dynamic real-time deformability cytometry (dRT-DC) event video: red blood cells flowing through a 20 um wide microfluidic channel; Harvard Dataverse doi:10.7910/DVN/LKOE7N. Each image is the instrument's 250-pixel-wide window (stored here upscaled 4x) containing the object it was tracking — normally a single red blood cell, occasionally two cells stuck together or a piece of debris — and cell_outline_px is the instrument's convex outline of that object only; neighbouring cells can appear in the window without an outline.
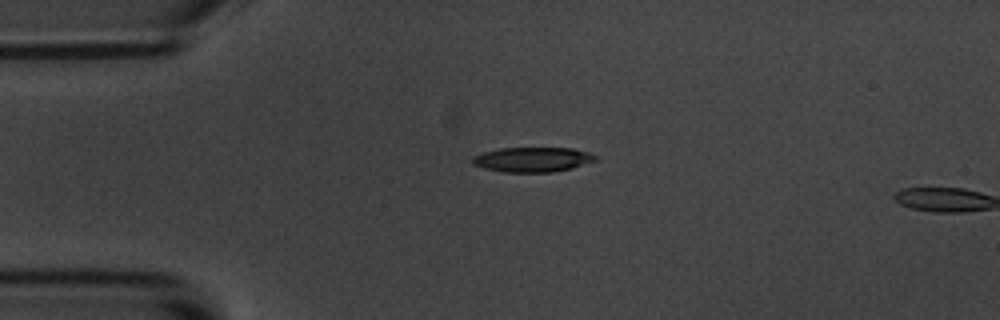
{"species": "common noctule bat (a hibernating species)", "species_latin": "Nyctalus noctula", "temperature_condition": "room temperature", "stored_images_in_passage": 5, "camera_frame_rate_fps": 3000, "um_per_image_px": 0.085, "animal": {"sex": "male", "body_mass_g": 20.1, "forearm_length_mm": 53.5}, "frame": {"image": 1, "passage_image": 5, "time_ms": 1.333, "image_size_px": [1000, 320], "cell_outline_px": [[596, 160], [572, 168], [552, 172], [504, 172], [484, 168], [472, 164], [472, 156], [484, 152], [500, 148], [572, 148], [588, 152], [596, 156]], "centroid_in_image_um": [45.24, 13.56], "position_along_channel_um": 39.8, "area_um2": 17.69}}